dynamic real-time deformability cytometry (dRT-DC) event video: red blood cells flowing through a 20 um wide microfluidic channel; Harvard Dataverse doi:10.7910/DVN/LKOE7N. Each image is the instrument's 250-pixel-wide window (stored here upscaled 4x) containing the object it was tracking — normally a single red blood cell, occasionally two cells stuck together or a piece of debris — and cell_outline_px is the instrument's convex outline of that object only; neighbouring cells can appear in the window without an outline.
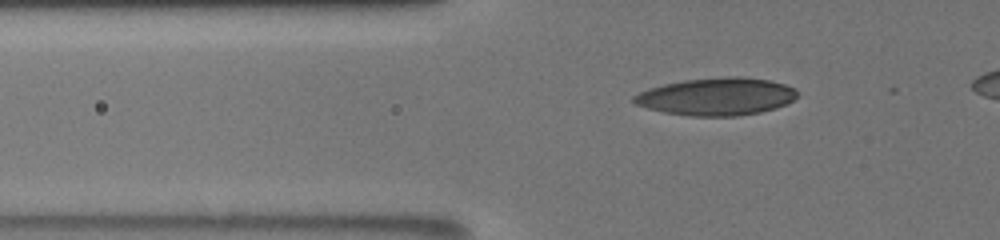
{"species": "human", "species_latin": "Homo sapiens", "temperature_condition": "room temperature", "stored_images_in_passage": 36, "camera_frame_rate_fps": 3000, "um_per_image_px": 0.085, "donor": {"sex": "male"}, "frame": {"image": 1, "passage_image": 21, "time_ms": 5.0, "image_size_px": [1000, 240], "cell_outline_px": [[796, 96], [792, 100], [776, 108], [760, 112], [740, 116], [692, 116], [664, 112], [648, 108], [636, 104], [632, 100], [632, 96], [648, 88], [664, 84], [684, 80], [728, 76], [744, 76], [768, 80], [784, 84], [796, 88]], "centroid_in_image_um": [60.9, 8.2], "position_along_channel_um": 64.9, "area_um2": 35.72}}